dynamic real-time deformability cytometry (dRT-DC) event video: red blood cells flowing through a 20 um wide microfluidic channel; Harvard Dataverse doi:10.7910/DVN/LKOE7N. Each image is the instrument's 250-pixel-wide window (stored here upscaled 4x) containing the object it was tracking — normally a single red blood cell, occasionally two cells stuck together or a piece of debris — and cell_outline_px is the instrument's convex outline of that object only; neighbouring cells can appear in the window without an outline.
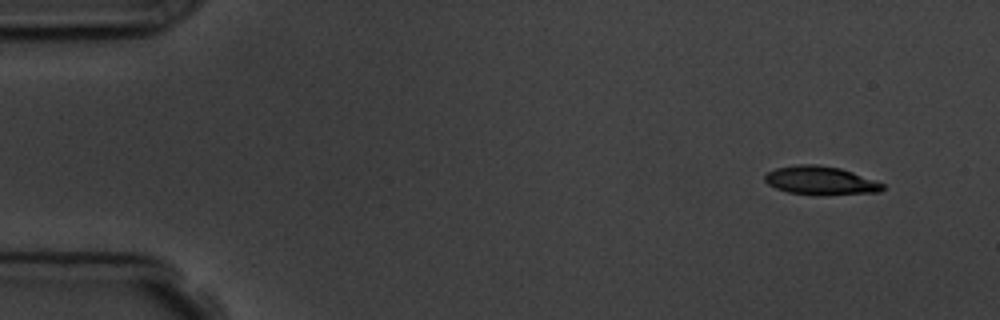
{"species": "common noctule bat (a hibernating species)", "species_latin": "Nyctalus noctula", "temperature_condition": "room temperature", "stored_images_in_passage": 6, "camera_frame_rate_fps": 3000, "um_per_image_px": 0.085, "animal": {"sex": "male", "body_mass_g": 19.5, "forearm_length_mm": 54.6}, "frame": {"image": 1, "passage_image": 1, "time_ms": 0.0, "image_size_px": [1000, 320], "cell_outline_px": [[884, 188], [880, 192], [816, 196], [812, 196], [788, 192], [776, 188], [768, 184], [764, 180], [764, 176], [768, 172], [776, 168], [796, 164], [816, 164], [840, 168], [876, 180], [884, 184]], "centroid_in_image_um": [69.75, 15.36], "position_along_channel_um": 15.3, "area_um2": 19.88}}
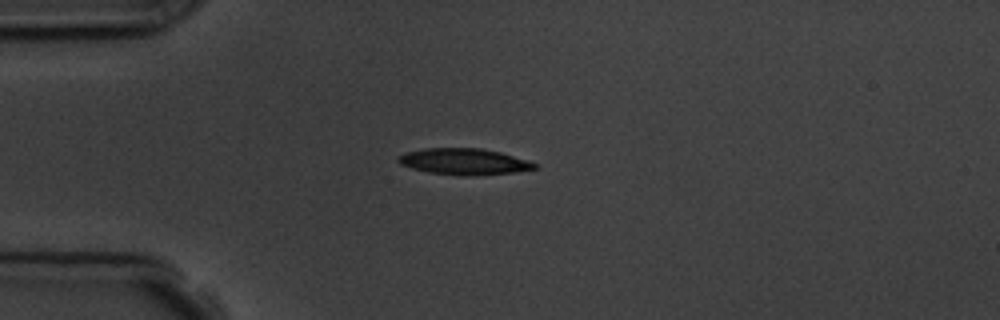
{"frame": {"image": 2, "passage_image": 4, "time_ms": 3.333, "image_size_px": [1000, 320], "cell_outline_px": [[540, 168], [512, 172], [464, 176], [432, 172], [412, 168], [400, 164], [396, 160], [396, 156], [404, 152], [424, 148], [480, 148], [500, 152], [528, 160], [536, 164]], "centroid_in_image_um": [39.41, 13.72], "position_along_channel_um": 45.6, "area_um2": 20.75}}